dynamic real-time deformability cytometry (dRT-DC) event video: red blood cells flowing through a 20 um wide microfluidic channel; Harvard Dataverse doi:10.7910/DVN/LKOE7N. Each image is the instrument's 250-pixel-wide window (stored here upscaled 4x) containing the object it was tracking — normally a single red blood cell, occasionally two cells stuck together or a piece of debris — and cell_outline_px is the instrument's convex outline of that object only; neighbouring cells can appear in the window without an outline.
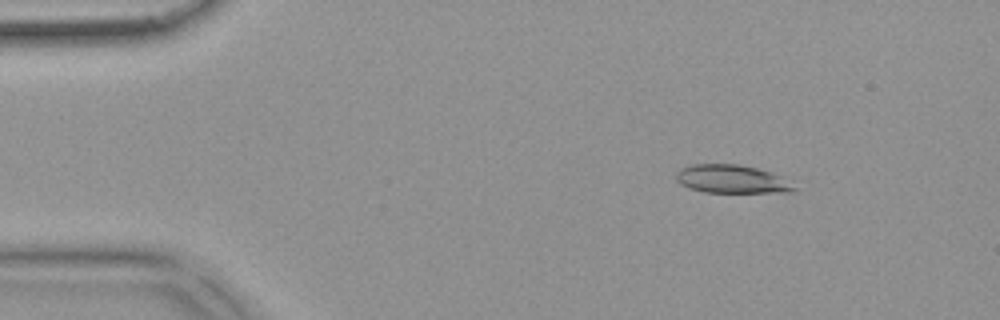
{"species": "common noctule bat (a hibernating species)", "species_latin": "Nyctalus noctula", "temperature_condition": "warm", "stored_images_in_passage": 52, "camera_frame_rate_fps": 3000, "um_per_image_px": 0.085, "animal": {"sex": "female", "body_mass_g": 18.4}, "frame": {"image": 1, "passage_image": 7, "time_ms": 2.0, "image_size_px": [1000, 320], "cell_outline_px": [[796, 188], [792, 192], [704, 192], [688, 188], [680, 184], [676, 180], [676, 172], [680, 168], [692, 164], [740, 164], [772, 172], [780, 176]], "centroid_in_image_um": [62.14, 15.22], "position_along_channel_um": 22.9, "area_um2": 19.42}}
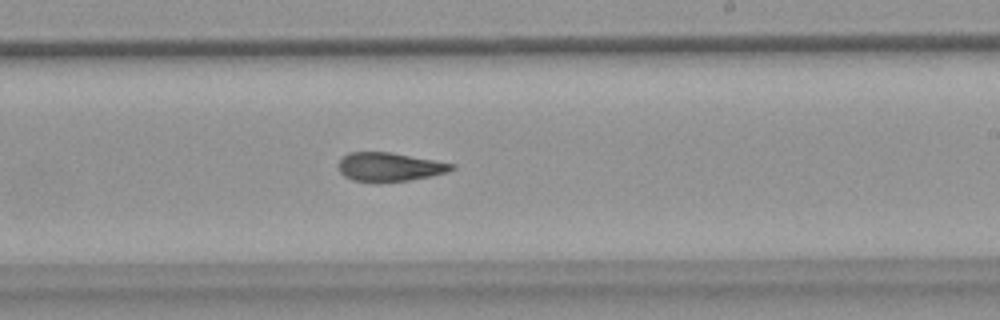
{"frame": {"image": 2, "passage_image": 31, "time_ms": 10.0, "image_size_px": [1000, 320], "cell_outline_px": [[456, 168], [448, 172], [432, 176], [408, 180], [376, 184], [352, 180], [344, 176], [340, 172], [336, 164], [348, 152], [392, 152], [456, 164]], "centroid_in_image_um": [33.09, 14.21], "position_along_channel_um": 255.9, "area_um2": 19.54}}
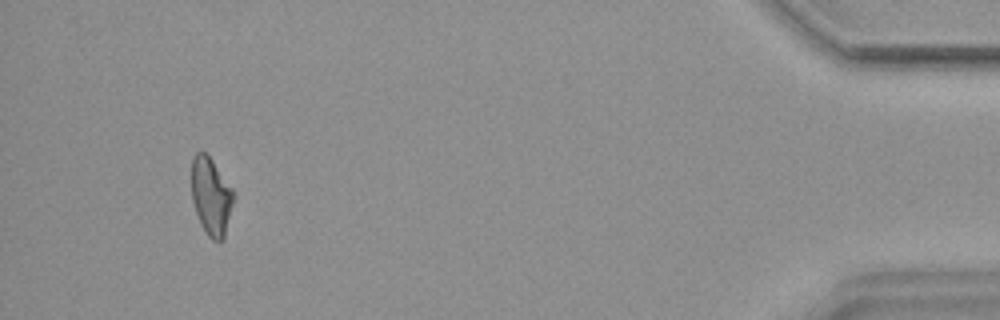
{"frame": {"image": 3, "passage_image": 49, "time_ms": 16.0, "image_size_px": [1000, 320], "cell_outline_px": [[236, 196], [224, 236], [220, 240], [212, 240], [208, 236], [200, 224], [192, 200], [192, 156], [196, 152], [204, 152], [212, 160], [232, 188]], "centroid_in_image_um": [17.95, 16.68], "position_along_channel_um": 417.3, "area_um2": 18.96}, "authors_computed_cell_mechanics": {"area_um2": 19.6809, "velocity_mm_per_s": 3.8738, "shape_relaxation_time_tau1_ms": null, "shape_relaxation_time_tau2_ms": 4.8354, "deformation_change_tau1": null, "deformation_change_tau2": 0.1449}}